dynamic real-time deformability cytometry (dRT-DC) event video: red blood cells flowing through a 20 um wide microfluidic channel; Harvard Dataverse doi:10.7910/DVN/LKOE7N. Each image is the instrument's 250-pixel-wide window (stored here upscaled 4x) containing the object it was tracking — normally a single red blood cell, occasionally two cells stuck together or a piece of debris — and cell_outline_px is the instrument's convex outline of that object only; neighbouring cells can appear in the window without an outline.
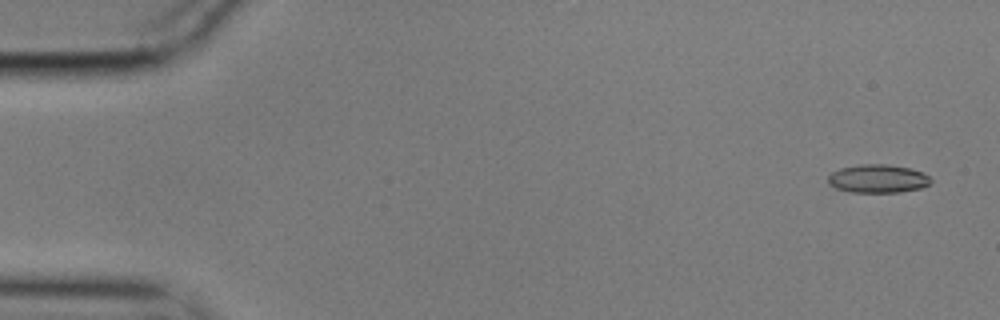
{"species": "common noctule bat (a hibernating species)", "species_latin": "Nyctalus noctula", "temperature_condition": "cold", "stored_images_in_passage": 57, "camera_frame_rate_fps": 3000, "um_per_image_px": 0.085, "animal": {"sex": "male", "body_mass_g": 17.9}, "frame": {"image": 1, "passage_image": 3, "time_ms": 0.667, "image_size_px": [1000, 320], "cell_outline_px": [[932, 180], [928, 184], [920, 188], [900, 192], [848, 192], [836, 188], [828, 184], [828, 176], [832, 172], [840, 168], [864, 164], [888, 164], [908, 168], [924, 172]], "centroid_in_image_um": [74.6, 15.19], "position_along_channel_um": 10.4, "area_um2": 16.94}}
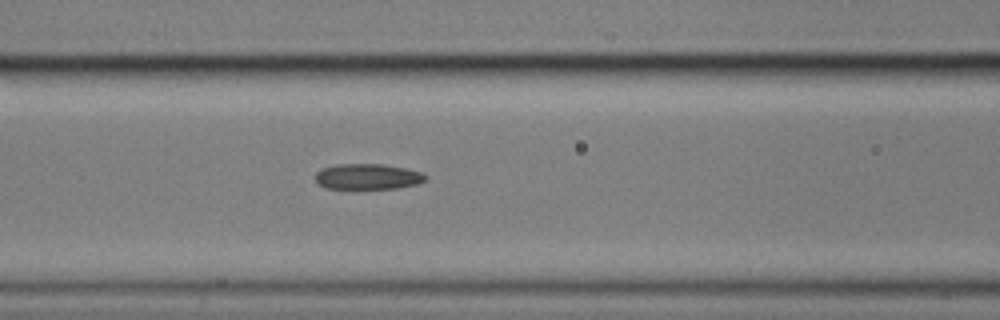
{"frame": {"image": 2, "passage_image": 24, "time_ms": 7.667, "image_size_px": [1000, 320], "cell_outline_px": [[428, 176], [424, 180], [416, 184], [396, 188], [324, 188], [316, 184], [316, 172], [320, 168], [336, 164], [384, 164], [424, 172]], "centroid_in_image_um": [31.22, 15.0], "position_along_channel_um": 135.4, "area_um2": 16.53}}
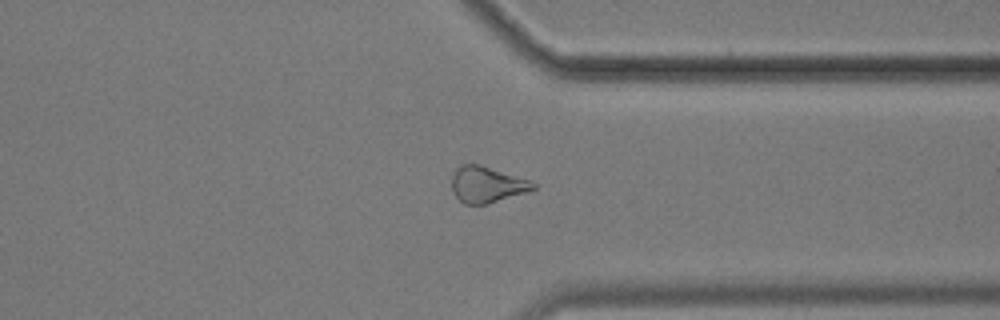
{"frame": {"image": 3, "passage_image": 44, "time_ms": 14.333, "image_size_px": [1000, 320], "cell_outline_px": [[536, 188], [528, 192], [488, 204], [464, 204], [456, 196], [452, 188], [452, 176], [456, 168], [460, 164], [480, 164], [528, 180], [536, 184]], "centroid_in_image_um": [41.38, 15.69], "position_along_channel_um": 370.0, "area_um2": 17.05}, "authors_computed_cell_mechanics": {"area_um2": 17.1666, "velocity_mm_per_s": 3.5398, "shape_relaxation_time_tau1_ms": 10.1503, "shape_relaxation_time_tau2_ms": 8.292, "deformation_change_tau1": 0.1505, "deformation_change_tau2": 0.1732}}